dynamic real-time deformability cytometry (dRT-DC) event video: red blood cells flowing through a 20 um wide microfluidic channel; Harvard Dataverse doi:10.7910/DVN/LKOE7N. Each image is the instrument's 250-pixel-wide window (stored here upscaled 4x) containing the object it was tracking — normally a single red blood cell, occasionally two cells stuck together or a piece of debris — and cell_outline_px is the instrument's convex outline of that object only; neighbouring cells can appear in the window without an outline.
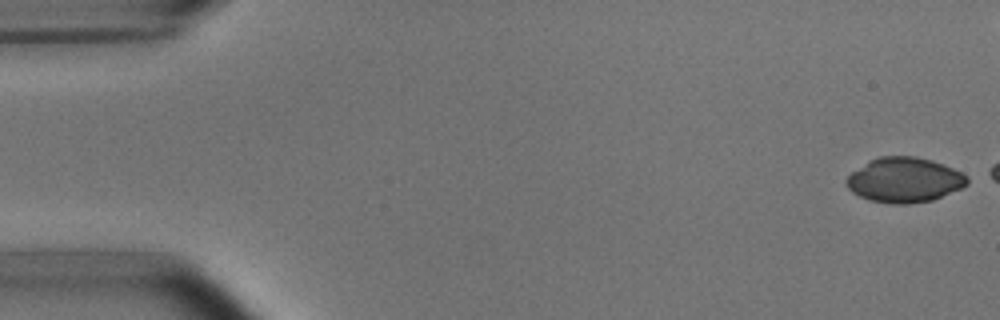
{"species": "common noctule bat (a hibernating species)", "species_latin": "Nyctalus noctula", "temperature_condition": "room temperature", "stored_images_in_passage": 9, "camera_frame_rate_fps": 3000, "um_per_image_px": 0.085, "animal": {"sex": "male", "body_mass_g": 15.6}, "frame": {"image": 1, "passage_image": 1, "time_ms": 0.0, "image_size_px": [1000, 320], "cell_outline_px": [[968, 184], [960, 188], [932, 200], [908, 204], [892, 204], [872, 200], [860, 196], [852, 192], [844, 184], [844, 180], [852, 172], [868, 160], [880, 156], [916, 156], [932, 160], [952, 168], [968, 176]], "centroid_in_image_um": [76.84, 15.29], "position_along_channel_um": 8.2, "area_um2": 31.56}}